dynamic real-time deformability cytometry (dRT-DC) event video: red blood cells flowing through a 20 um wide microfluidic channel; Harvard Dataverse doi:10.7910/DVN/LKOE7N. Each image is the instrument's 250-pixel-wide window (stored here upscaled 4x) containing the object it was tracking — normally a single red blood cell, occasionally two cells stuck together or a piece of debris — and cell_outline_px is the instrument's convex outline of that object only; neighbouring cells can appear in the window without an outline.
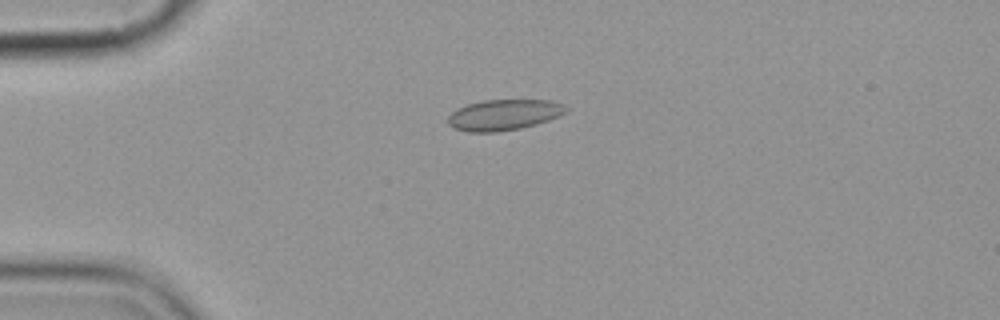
{"species": "common noctule bat (a hibernating species)", "species_latin": "Nyctalus noctula", "temperature_condition": "cold", "stored_images_in_passage": 6, "camera_frame_rate_fps": 3000, "um_per_image_px": 0.085, "animal": {"sex": "female", "body_mass_g": 19.9}, "frame": {"image": 1, "passage_image": 6, "time_ms": 6.667, "image_size_px": [1000, 320], "cell_outline_px": [[568, 108], [560, 116], [536, 124], [520, 128], [496, 132], [468, 132], [452, 128], [448, 124], [448, 116], [456, 108], [468, 104], [484, 100], [552, 100]], "centroid_in_image_um": [42.78, 9.76], "position_along_channel_um": 42.2, "area_um2": 21.15}}